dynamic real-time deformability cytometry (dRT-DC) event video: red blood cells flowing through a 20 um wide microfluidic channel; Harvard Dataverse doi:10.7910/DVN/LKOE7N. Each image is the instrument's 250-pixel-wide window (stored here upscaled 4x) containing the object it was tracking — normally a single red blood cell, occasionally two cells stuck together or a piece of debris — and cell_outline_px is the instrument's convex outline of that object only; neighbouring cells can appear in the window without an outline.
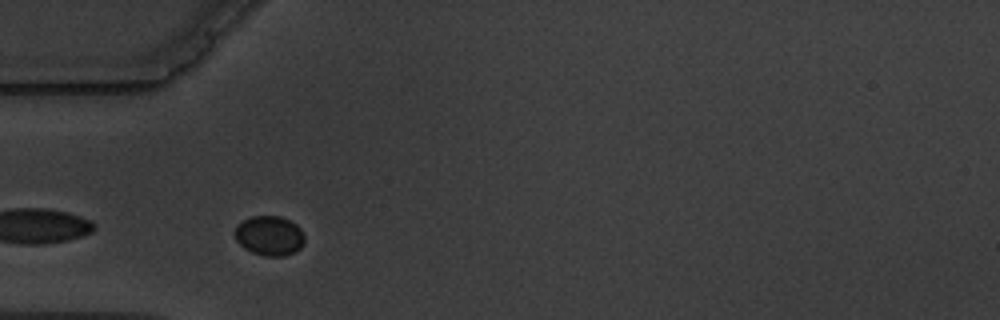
{"species": "common noctule bat (a hibernating species)", "species_latin": "Nyctalus noctula", "temperature_condition": "warm", "stored_images_in_passage": 2, "camera_frame_rate_fps": 3000, "um_per_image_px": 0.085, "animal": {"sex": "male", "body_mass_g": 19.5, "forearm_length_mm": 54.6}, "frame": {"image": 1, "passage_image": 1, "time_ms": 0.0, "image_size_px": [1000, 320], "cell_outline_px": [[304, 244], [300, 248], [284, 256], [264, 256], [252, 252], [244, 248], [236, 240], [236, 228], [244, 220], [252, 216], [280, 216], [296, 224], [300, 228], [304, 236]], "centroid_in_image_um": [22.92, 20.04], "position_along_channel_um": 62.1, "area_um2": 15.9}}